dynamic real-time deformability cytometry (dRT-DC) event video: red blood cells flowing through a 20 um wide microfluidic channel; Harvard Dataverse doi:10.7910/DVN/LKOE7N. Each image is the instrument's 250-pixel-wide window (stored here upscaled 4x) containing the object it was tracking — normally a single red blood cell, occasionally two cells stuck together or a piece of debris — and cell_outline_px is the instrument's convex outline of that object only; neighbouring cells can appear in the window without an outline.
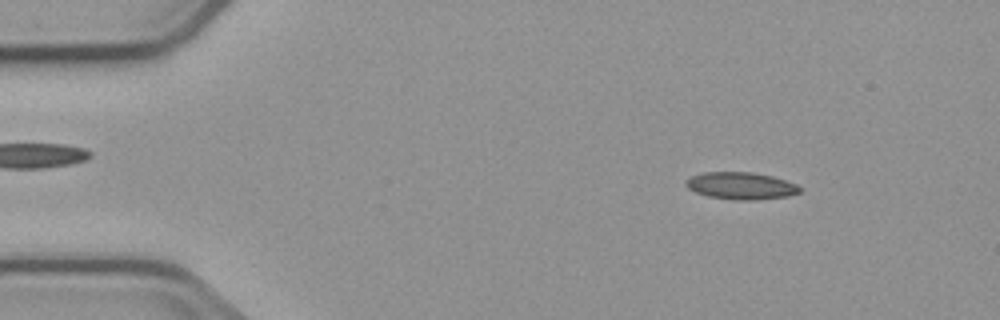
{"species": "common noctule bat (a hibernating species)", "species_latin": "Nyctalus noctula", "temperature_condition": "cold", "stored_images_in_passage": 4, "camera_frame_rate_fps": 3000, "um_per_image_px": 0.085, "animal": {"sex": "male", "body_mass_g": 23.1, "forearm_length_mm": 52.7}, "frame": {"image": 1, "passage_image": 2, "time_ms": 1.0, "image_size_px": [1000, 320], "cell_outline_px": [[800, 192], [788, 196], [756, 200], [736, 200], [708, 196], [696, 192], [688, 188], [684, 184], [684, 180], [692, 176], [704, 172], [752, 172], [772, 176], [796, 184], [800, 188]], "centroid_in_image_um": [62.95, 15.79], "position_along_channel_um": 22.0, "area_um2": 17.98}}